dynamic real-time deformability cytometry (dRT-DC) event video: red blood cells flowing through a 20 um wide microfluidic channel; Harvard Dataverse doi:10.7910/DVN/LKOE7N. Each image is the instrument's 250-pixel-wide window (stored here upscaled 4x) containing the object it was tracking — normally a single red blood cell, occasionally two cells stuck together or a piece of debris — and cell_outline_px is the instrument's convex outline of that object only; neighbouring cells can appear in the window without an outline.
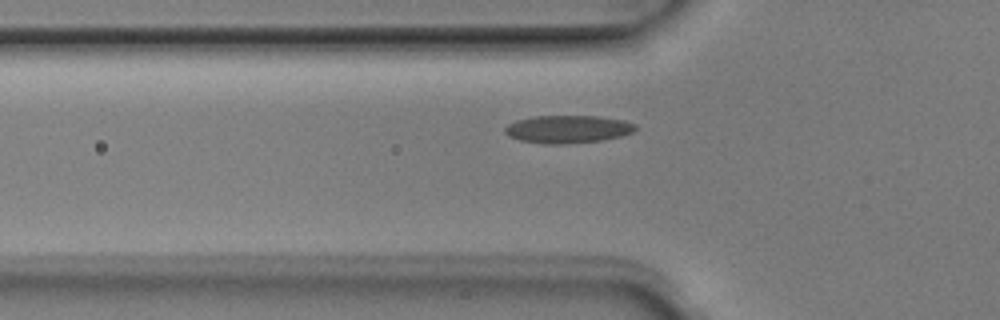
{"species": "Egyptian fruit bat (a non-hibernating species)", "species_latin": "Rousettus aegyptiacus", "temperature_condition": "room temperature", "stored_images_in_passage": 6, "camera_frame_rate_fps": 3000, "um_per_image_px": 0.085, "animal": {"sex": "male"}, "frame": {"image": 1, "passage_image": 6, "time_ms": 1.667, "image_size_px": [1000, 320], "cell_outline_px": [[636, 128], [632, 132], [620, 136], [600, 140], [564, 144], [544, 144], [520, 140], [508, 136], [504, 132], [504, 128], [508, 124], [516, 120], [532, 116], [596, 116], [624, 120], [636, 124]], "centroid_in_image_um": [48.22, 10.97], "position_along_channel_um": 77.6, "area_um2": 21.1}}